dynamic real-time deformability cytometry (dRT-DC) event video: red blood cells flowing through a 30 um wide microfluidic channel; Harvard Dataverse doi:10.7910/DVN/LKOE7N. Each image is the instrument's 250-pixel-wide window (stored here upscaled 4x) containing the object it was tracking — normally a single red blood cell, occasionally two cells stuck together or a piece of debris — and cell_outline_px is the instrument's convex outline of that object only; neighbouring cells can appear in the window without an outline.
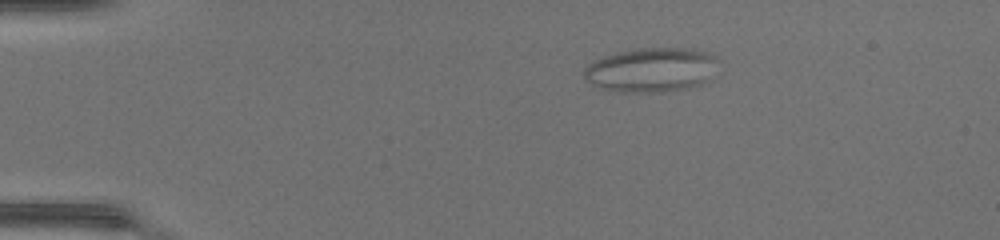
{"species": "common noctule bat (a hibernating species)", "species_latin": "Nyctalus noctula", "temperature_condition": "warm", "stored_images_in_passage": 40, "camera_frame_rate_fps": 3000, "um_per_image_px": 0.085, "animal": {"sex": "female", "body_mass_g": 17.0, "forearm_length_mm": 48.0}, "frame": {"image": 1, "passage_image": 1, "time_ms": 0.0, "image_size_px": [1000, 240], "cell_outline_px": [[716, 60], [708, 80], [700, 84], [660, 92], [624, 92], [604, 88], [592, 84], [584, 76], [584, 68], [592, 60], [604, 56], [636, 48], [692, 48], [708, 52], [716, 56]], "centroid_in_image_um": [55.33, 5.91], "position_along_channel_um": 29.7, "area_um2": 34.16}}
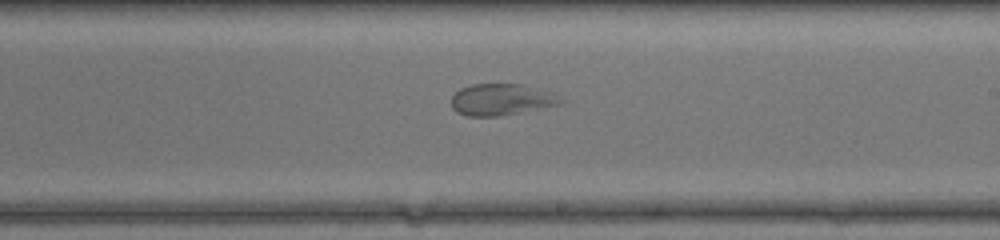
{"frame": {"image": 2, "passage_image": 21, "time_ms": 6.667, "image_size_px": [1000, 240], "cell_outline_px": [[560, 104], [500, 116], [468, 116], [456, 112], [452, 108], [452, 96], [460, 88], [472, 84], [520, 84], [544, 92], [560, 100]], "centroid_in_image_um": [42.45, 8.48], "position_along_channel_um": 246.5, "area_um2": 19.31}}
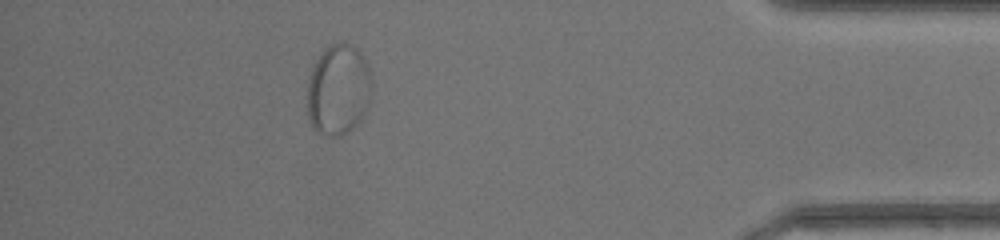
{"frame": {"image": 3, "passage_image": 35, "time_ms": 11.333, "image_size_px": [1000, 240], "cell_outline_px": [[372, 84], [368, 104], [364, 116], [356, 124], [340, 136], [324, 136], [316, 132], [308, 116], [308, 80], [312, 68], [316, 60], [332, 44], [340, 40], [344, 40], [356, 48], [360, 52], [372, 76]], "centroid_in_image_um": [28.77, 7.63], "position_along_channel_um": 406.4, "area_um2": 34.1}}